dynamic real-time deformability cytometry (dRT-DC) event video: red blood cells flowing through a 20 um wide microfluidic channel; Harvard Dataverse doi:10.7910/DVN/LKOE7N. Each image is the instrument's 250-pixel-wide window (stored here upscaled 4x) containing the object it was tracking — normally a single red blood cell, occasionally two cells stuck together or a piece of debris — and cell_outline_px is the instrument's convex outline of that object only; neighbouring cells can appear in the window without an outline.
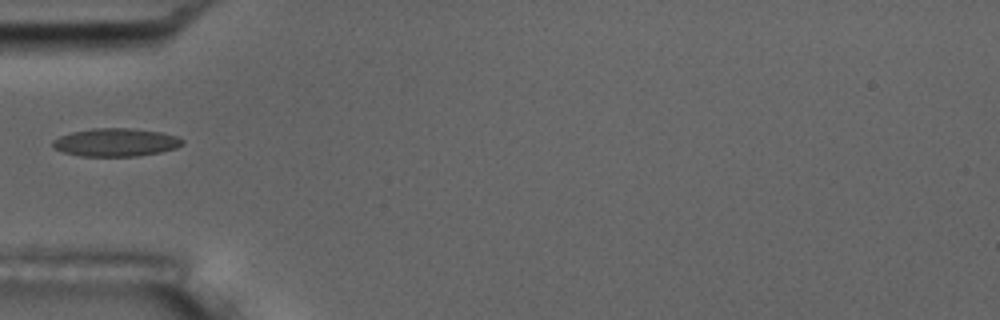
{"species": "common noctule bat (a hibernating species)", "species_latin": "Nyctalus noctula", "temperature_condition": "room temperature", "stored_images_in_passage": 5, "camera_frame_rate_fps": 3000, "um_per_image_px": 0.085, "animal": {"sex": "male", "body_mass_g": 17.5, "forearm_length_mm": 52.3}, "frame": {"image": 1, "passage_image": 5, "time_ms": 5.333, "image_size_px": [1000, 320], "cell_outline_px": [[184, 144], [176, 148], [160, 152], [136, 156], [80, 156], [64, 152], [52, 148], [52, 140], [60, 136], [72, 132], [92, 128], [128, 128], [160, 132], [176, 136], [184, 140]], "centroid_in_image_um": [9.82, 12.1], "position_along_channel_um": 75.2, "area_um2": 21.21}}